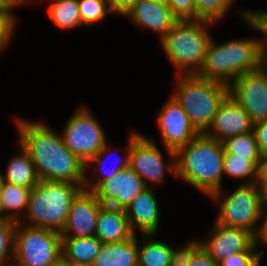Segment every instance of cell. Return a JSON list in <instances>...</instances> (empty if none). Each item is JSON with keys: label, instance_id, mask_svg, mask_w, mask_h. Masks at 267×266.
<instances>
[{"label": "cell", "instance_id": "cell-30", "mask_svg": "<svg viewBox=\"0 0 267 266\" xmlns=\"http://www.w3.org/2000/svg\"><path fill=\"white\" fill-rule=\"evenodd\" d=\"M82 25L92 27L111 15L107 0H77Z\"/></svg>", "mask_w": 267, "mask_h": 266}, {"label": "cell", "instance_id": "cell-45", "mask_svg": "<svg viewBox=\"0 0 267 266\" xmlns=\"http://www.w3.org/2000/svg\"><path fill=\"white\" fill-rule=\"evenodd\" d=\"M48 266H70L63 258L59 259L54 264L48 265Z\"/></svg>", "mask_w": 267, "mask_h": 266}, {"label": "cell", "instance_id": "cell-32", "mask_svg": "<svg viewBox=\"0 0 267 266\" xmlns=\"http://www.w3.org/2000/svg\"><path fill=\"white\" fill-rule=\"evenodd\" d=\"M241 13V14H240ZM240 18L246 22L256 32H259L261 36L259 44L263 55L267 54V10H249L243 9Z\"/></svg>", "mask_w": 267, "mask_h": 266}, {"label": "cell", "instance_id": "cell-23", "mask_svg": "<svg viewBox=\"0 0 267 266\" xmlns=\"http://www.w3.org/2000/svg\"><path fill=\"white\" fill-rule=\"evenodd\" d=\"M103 243L96 237H62V258L70 265L91 266Z\"/></svg>", "mask_w": 267, "mask_h": 266}, {"label": "cell", "instance_id": "cell-37", "mask_svg": "<svg viewBox=\"0 0 267 266\" xmlns=\"http://www.w3.org/2000/svg\"><path fill=\"white\" fill-rule=\"evenodd\" d=\"M253 132L262 154L267 153V119L254 123Z\"/></svg>", "mask_w": 267, "mask_h": 266}, {"label": "cell", "instance_id": "cell-34", "mask_svg": "<svg viewBox=\"0 0 267 266\" xmlns=\"http://www.w3.org/2000/svg\"><path fill=\"white\" fill-rule=\"evenodd\" d=\"M199 247V238H192L191 240L189 239V241H186L185 245H179L178 248L173 246L169 266H188L191 257Z\"/></svg>", "mask_w": 267, "mask_h": 266}, {"label": "cell", "instance_id": "cell-39", "mask_svg": "<svg viewBox=\"0 0 267 266\" xmlns=\"http://www.w3.org/2000/svg\"><path fill=\"white\" fill-rule=\"evenodd\" d=\"M188 266H219L201 247L191 257Z\"/></svg>", "mask_w": 267, "mask_h": 266}, {"label": "cell", "instance_id": "cell-13", "mask_svg": "<svg viewBox=\"0 0 267 266\" xmlns=\"http://www.w3.org/2000/svg\"><path fill=\"white\" fill-rule=\"evenodd\" d=\"M158 112L156 123L164 147L176 151L200 134L172 96Z\"/></svg>", "mask_w": 267, "mask_h": 266}, {"label": "cell", "instance_id": "cell-1", "mask_svg": "<svg viewBox=\"0 0 267 266\" xmlns=\"http://www.w3.org/2000/svg\"><path fill=\"white\" fill-rule=\"evenodd\" d=\"M14 119L17 143L29 153L40 181H66L84 186L85 163L66 147L60 133L44 121L20 116Z\"/></svg>", "mask_w": 267, "mask_h": 266}, {"label": "cell", "instance_id": "cell-3", "mask_svg": "<svg viewBox=\"0 0 267 266\" xmlns=\"http://www.w3.org/2000/svg\"><path fill=\"white\" fill-rule=\"evenodd\" d=\"M259 37L237 38L217 43L213 37L197 76L230 86L244 73L258 70L264 64Z\"/></svg>", "mask_w": 267, "mask_h": 266}, {"label": "cell", "instance_id": "cell-17", "mask_svg": "<svg viewBox=\"0 0 267 266\" xmlns=\"http://www.w3.org/2000/svg\"><path fill=\"white\" fill-rule=\"evenodd\" d=\"M124 17L140 29L157 34L158 40L179 20L167 5L150 0H137Z\"/></svg>", "mask_w": 267, "mask_h": 266}, {"label": "cell", "instance_id": "cell-35", "mask_svg": "<svg viewBox=\"0 0 267 266\" xmlns=\"http://www.w3.org/2000/svg\"><path fill=\"white\" fill-rule=\"evenodd\" d=\"M261 252H238L219 263V266H260Z\"/></svg>", "mask_w": 267, "mask_h": 266}, {"label": "cell", "instance_id": "cell-2", "mask_svg": "<svg viewBox=\"0 0 267 266\" xmlns=\"http://www.w3.org/2000/svg\"><path fill=\"white\" fill-rule=\"evenodd\" d=\"M224 152L222 142L199 134L175 151L176 179L209 198L223 187Z\"/></svg>", "mask_w": 267, "mask_h": 266}, {"label": "cell", "instance_id": "cell-48", "mask_svg": "<svg viewBox=\"0 0 267 266\" xmlns=\"http://www.w3.org/2000/svg\"><path fill=\"white\" fill-rule=\"evenodd\" d=\"M233 4L237 1V0H230Z\"/></svg>", "mask_w": 267, "mask_h": 266}, {"label": "cell", "instance_id": "cell-10", "mask_svg": "<svg viewBox=\"0 0 267 266\" xmlns=\"http://www.w3.org/2000/svg\"><path fill=\"white\" fill-rule=\"evenodd\" d=\"M63 129L64 144L85 164L108 142L102 125L86 105L77 107Z\"/></svg>", "mask_w": 267, "mask_h": 266}, {"label": "cell", "instance_id": "cell-22", "mask_svg": "<svg viewBox=\"0 0 267 266\" xmlns=\"http://www.w3.org/2000/svg\"><path fill=\"white\" fill-rule=\"evenodd\" d=\"M16 145L19 149L18 154L12 156L8 161L6 172L4 174L0 172V180L32 189L40 181L35 165L22 145L20 143Z\"/></svg>", "mask_w": 267, "mask_h": 266}, {"label": "cell", "instance_id": "cell-9", "mask_svg": "<svg viewBox=\"0 0 267 266\" xmlns=\"http://www.w3.org/2000/svg\"><path fill=\"white\" fill-rule=\"evenodd\" d=\"M155 141L135 130L130 132L129 167L144 180L147 187L163 186L167 172L176 178L175 151L164 147L169 158L166 159Z\"/></svg>", "mask_w": 267, "mask_h": 266}, {"label": "cell", "instance_id": "cell-19", "mask_svg": "<svg viewBox=\"0 0 267 266\" xmlns=\"http://www.w3.org/2000/svg\"><path fill=\"white\" fill-rule=\"evenodd\" d=\"M128 143L127 146L124 149L116 147V149L113 148V146L108 145L109 142H107L102 149L94 156L92 157L86 164V178H85V184L84 189L88 191H94L102 182L105 180H108L110 178H113L118 172L121 170L129 167V156H130V133H128ZM111 146V147H110ZM124 153L123 157L122 155H117L116 157L113 156L115 153L117 154V150H120ZM113 156L111 161L114 162L112 167H110L108 164H106L111 157ZM109 159V160H108ZM109 161V163L111 162ZM107 165V166H106ZM91 168V169H90ZM92 170L91 173L93 175L92 179L89 178L87 175V172ZM95 173V175H94ZM89 179H88V178Z\"/></svg>", "mask_w": 267, "mask_h": 266}, {"label": "cell", "instance_id": "cell-18", "mask_svg": "<svg viewBox=\"0 0 267 266\" xmlns=\"http://www.w3.org/2000/svg\"><path fill=\"white\" fill-rule=\"evenodd\" d=\"M153 187L141 191L125 209L129 226L136 235H158L160 225V207Z\"/></svg>", "mask_w": 267, "mask_h": 266}, {"label": "cell", "instance_id": "cell-40", "mask_svg": "<svg viewBox=\"0 0 267 266\" xmlns=\"http://www.w3.org/2000/svg\"><path fill=\"white\" fill-rule=\"evenodd\" d=\"M137 0H107L114 15L124 16Z\"/></svg>", "mask_w": 267, "mask_h": 266}, {"label": "cell", "instance_id": "cell-41", "mask_svg": "<svg viewBox=\"0 0 267 266\" xmlns=\"http://www.w3.org/2000/svg\"><path fill=\"white\" fill-rule=\"evenodd\" d=\"M258 180H267V153L261 156L258 167Z\"/></svg>", "mask_w": 267, "mask_h": 266}, {"label": "cell", "instance_id": "cell-33", "mask_svg": "<svg viewBox=\"0 0 267 266\" xmlns=\"http://www.w3.org/2000/svg\"><path fill=\"white\" fill-rule=\"evenodd\" d=\"M14 13L13 11H0V53L8 48L14 37L16 23H18Z\"/></svg>", "mask_w": 267, "mask_h": 266}, {"label": "cell", "instance_id": "cell-14", "mask_svg": "<svg viewBox=\"0 0 267 266\" xmlns=\"http://www.w3.org/2000/svg\"><path fill=\"white\" fill-rule=\"evenodd\" d=\"M146 188L144 180L128 167L118 172L113 178L102 182L93 192L104 206L125 210Z\"/></svg>", "mask_w": 267, "mask_h": 266}, {"label": "cell", "instance_id": "cell-44", "mask_svg": "<svg viewBox=\"0 0 267 266\" xmlns=\"http://www.w3.org/2000/svg\"><path fill=\"white\" fill-rule=\"evenodd\" d=\"M14 8L6 0H0V11H13Z\"/></svg>", "mask_w": 267, "mask_h": 266}, {"label": "cell", "instance_id": "cell-29", "mask_svg": "<svg viewBox=\"0 0 267 266\" xmlns=\"http://www.w3.org/2000/svg\"><path fill=\"white\" fill-rule=\"evenodd\" d=\"M194 3L195 20H206L216 24L220 23L234 5L230 0H194Z\"/></svg>", "mask_w": 267, "mask_h": 266}, {"label": "cell", "instance_id": "cell-5", "mask_svg": "<svg viewBox=\"0 0 267 266\" xmlns=\"http://www.w3.org/2000/svg\"><path fill=\"white\" fill-rule=\"evenodd\" d=\"M83 189L66 181H39L30 190L27 211L19 223L61 233L72 202Z\"/></svg>", "mask_w": 267, "mask_h": 266}, {"label": "cell", "instance_id": "cell-31", "mask_svg": "<svg viewBox=\"0 0 267 266\" xmlns=\"http://www.w3.org/2000/svg\"><path fill=\"white\" fill-rule=\"evenodd\" d=\"M15 231L16 222L0 217V266L13 264Z\"/></svg>", "mask_w": 267, "mask_h": 266}, {"label": "cell", "instance_id": "cell-7", "mask_svg": "<svg viewBox=\"0 0 267 266\" xmlns=\"http://www.w3.org/2000/svg\"><path fill=\"white\" fill-rule=\"evenodd\" d=\"M209 199L218 206L219 212L215 218L218 224L244 228L256 233L263 212L261 191L257 183H240L225 197L221 189L214 192Z\"/></svg>", "mask_w": 267, "mask_h": 266}, {"label": "cell", "instance_id": "cell-11", "mask_svg": "<svg viewBox=\"0 0 267 266\" xmlns=\"http://www.w3.org/2000/svg\"><path fill=\"white\" fill-rule=\"evenodd\" d=\"M229 95L247 112L253 123L267 119V66L240 75L229 86Z\"/></svg>", "mask_w": 267, "mask_h": 266}, {"label": "cell", "instance_id": "cell-24", "mask_svg": "<svg viewBox=\"0 0 267 266\" xmlns=\"http://www.w3.org/2000/svg\"><path fill=\"white\" fill-rule=\"evenodd\" d=\"M30 190L0 180V217L20 222L27 211Z\"/></svg>", "mask_w": 267, "mask_h": 266}, {"label": "cell", "instance_id": "cell-16", "mask_svg": "<svg viewBox=\"0 0 267 266\" xmlns=\"http://www.w3.org/2000/svg\"><path fill=\"white\" fill-rule=\"evenodd\" d=\"M250 116L230 95L220 104L211 125L203 133L205 136L223 142L228 138L253 132Z\"/></svg>", "mask_w": 267, "mask_h": 266}, {"label": "cell", "instance_id": "cell-6", "mask_svg": "<svg viewBox=\"0 0 267 266\" xmlns=\"http://www.w3.org/2000/svg\"><path fill=\"white\" fill-rule=\"evenodd\" d=\"M177 76L171 96L181 105L196 130L203 134L211 125L220 104L229 95V86L196 74Z\"/></svg>", "mask_w": 267, "mask_h": 266}, {"label": "cell", "instance_id": "cell-15", "mask_svg": "<svg viewBox=\"0 0 267 266\" xmlns=\"http://www.w3.org/2000/svg\"><path fill=\"white\" fill-rule=\"evenodd\" d=\"M102 206L93 191L83 189L72 202L61 237H94Z\"/></svg>", "mask_w": 267, "mask_h": 266}, {"label": "cell", "instance_id": "cell-43", "mask_svg": "<svg viewBox=\"0 0 267 266\" xmlns=\"http://www.w3.org/2000/svg\"><path fill=\"white\" fill-rule=\"evenodd\" d=\"M11 6L18 8L19 6H25V5H30V0H6ZM37 1V0H33Z\"/></svg>", "mask_w": 267, "mask_h": 266}, {"label": "cell", "instance_id": "cell-25", "mask_svg": "<svg viewBox=\"0 0 267 266\" xmlns=\"http://www.w3.org/2000/svg\"><path fill=\"white\" fill-rule=\"evenodd\" d=\"M142 236L145 242L138 240V266H169L173 245L155 239V234Z\"/></svg>", "mask_w": 267, "mask_h": 266}, {"label": "cell", "instance_id": "cell-20", "mask_svg": "<svg viewBox=\"0 0 267 266\" xmlns=\"http://www.w3.org/2000/svg\"><path fill=\"white\" fill-rule=\"evenodd\" d=\"M132 232L124 209L102 206L96 224L95 236L103 243H118L131 239Z\"/></svg>", "mask_w": 267, "mask_h": 266}, {"label": "cell", "instance_id": "cell-27", "mask_svg": "<svg viewBox=\"0 0 267 266\" xmlns=\"http://www.w3.org/2000/svg\"><path fill=\"white\" fill-rule=\"evenodd\" d=\"M224 177L243 180L241 184H254L258 180V166L245 157L224 152Z\"/></svg>", "mask_w": 267, "mask_h": 266}, {"label": "cell", "instance_id": "cell-38", "mask_svg": "<svg viewBox=\"0 0 267 266\" xmlns=\"http://www.w3.org/2000/svg\"><path fill=\"white\" fill-rule=\"evenodd\" d=\"M260 242H263L262 244ZM260 243V244H259ZM255 245L257 248L258 246H262L263 249L266 248L267 250V210H263L258 229L255 233Z\"/></svg>", "mask_w": 267, "mask_h": 266}, {"label": "cell", "instance_id": "cell-47", "mask_svg": "<svg viewBox=\"0 0 267 266\" xmlns=\"http://www.w3.org/2000/svg\"><path fill=\"white\" fill-rule=\"evenodd\" d=\"M264 64L267 66V54L265 55V58H264Z\"/></svg>", "mask_w": 267, "mask_h": 266}, {"label": "cell", "instance_id": "cell-28", "mask_svg": "<svg viewBox=\"0 0 267 266\" xmlns=\"http://www.w3.org/2000/svg\"><path fill=\"white\" fill-rule=\"evenodd\" d=\"M222 143L226 153L234 154L236 157H245L259 167L262 153L256 142L254 132L228 138Z\"/></svg>", "mask_w": 267, "mask_h": 266}, {"label": "cell", "instance_id": "cell-8", "mask_svg": "<svg viewBox=\"0 0 267 266\" xmlns=\"http://www.w3.org/2000/svg\"><path fill=\"white\" fill-rule=\"evenodd\" d=\"M62 258L61 233L16 222V266H48Z\"/></svg>", "mask_w": 267, "mask_h": 266}, {"label": "cell", "instance_id": "cell-36", "mask_svg": "<svg viewBox=\"0 0 267 266\" xmlns=\"http://www.w3.org/2000/svg\"><path fill=\"white\" fill-rule=\"evenodd\" d=\"M167 6L179 20H195L194 0H168Z\"/></svg>", "mask_w": 267, "mask_h": 266}, {"label": "cell", "instance_id": "cell-26", "mask_svg": "<svg viewBox=\"0 0 267 266\" xmlns=\"http://www.w3.org/2000/svg\"><path fill=\"white\" fill-rule=\"evenodd\" d=\"M41 1V0H40ZM50 1L47 14L52 23L61 29L70 30L82 26L77 0H42Z\"/></svg>", "mask_w": 267, "mask_h": 266}, {"label": "cell", "instance_id": "cell-4", "mask_svg": "<svg viewBox=\"0 0 267 266\" xmlns=\"http://www.w3.org/2000/svg\"><path fill=\"white\" fill-rule=\"evenodd\" d=\"M214 25L217 24L206 20H178L159 40L176 74L190 75L200 71L213 37L210 28Z\"/></svg>", "mask_w": 267, "mask_h": 266}, {"label": "cell", "instance_id": "cell-46", "mask_svg": "<svg viewBox=\"0 0 267 266\" xmlns=\"http://www.w3.org/2000/svg\"><path fill=\"white\" fill-rule=\"evenodd\" d=\"M150 1H153V2H156V3H160V4H164V5H167V2H168V0H150Z\"/></svg>", "mask_w": 267, "mask_h": 266}, {"label": "cell", "instance_id": "cell-12", "mask_svg": "<svg viewBox=\"0 0 267 266\" xmlns=\"http://www.w3.org/2000/svg\"><path fill=\"white\" fill-rule=\"evenodd\" d=\"M208 239L200 240V247L218 264L238 252H258L255 234L244 228L226 227L214 221Z\"/></svg>", "mask_w": 267, "mask_h": 266}, {"label": "cell", "instance_id": "cell-42", "mask_svg": "<svg viewBox=\"0 0 267 266\" xmlns=\"http://www.w3.org/2000/svg\"><path fill=\"white\" fill-rule=\"evenodd\" d=\"M257 184L261 191L263 210H267V180H257Z\"/></svg>", "mask_w": 267, "mask_h": 266}, {"label": "cell", "instance_id": "cell-21", "mask_svg": "<svg viewBox=\"0 0 267 266\" xmlns=\"http://www.w3.org/2000/svg\"><path fill=\"white\" fill-rule=\"evenodd\" d=\"M91 266H138V237L103 244Z\"/></svg>", "mask_w": 267, "mask_h": 266}]
</instances>
